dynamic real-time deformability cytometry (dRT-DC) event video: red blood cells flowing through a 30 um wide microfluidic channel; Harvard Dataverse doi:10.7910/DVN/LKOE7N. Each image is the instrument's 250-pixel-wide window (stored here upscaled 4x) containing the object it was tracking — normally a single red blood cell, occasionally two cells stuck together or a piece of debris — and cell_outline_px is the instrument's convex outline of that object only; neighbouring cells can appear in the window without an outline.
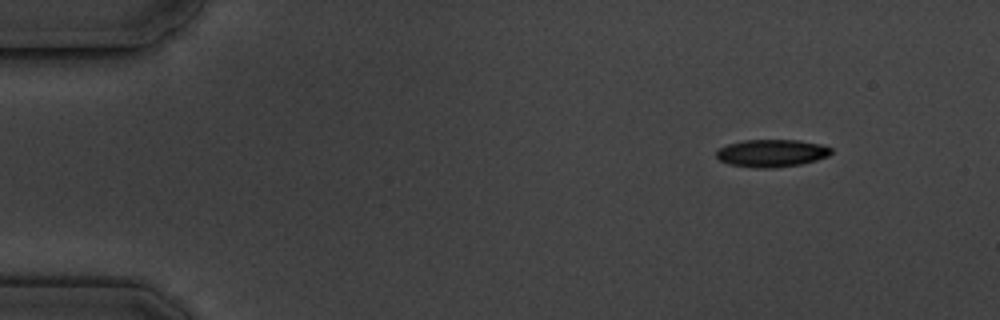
{"species": "common noctule bat (a hibernating species)", "species_latin": "Nyctalus noctula", "temperature_condition": "cold", "stored_images_in_passage": 5, "camera_frame_rate_fps": 3000, "um_per_image_px": 0.085, "animal": {"sex": "male", "body_mass_g": 19.5, "forearm_length_mm": 54.6}, "frame": {"image": 1, "passage_image": 1, "time_ms": 0.0, "image_size_px": [1000, 320], "cell_outline_px": [[832, 152], [828, 156], [816, 160], [800, 164], [772, 168], [760, 168], [728, 164], [720, 160], [716, 156], [716, 152], [720, 148], [728, 144], [744, 140], [800, 140], [820, 144], [832, 148]], "centroid_in_image_um": [65.6, 13.01], "position_along_channel_um": 19.4, "area_um2": 18.32}}
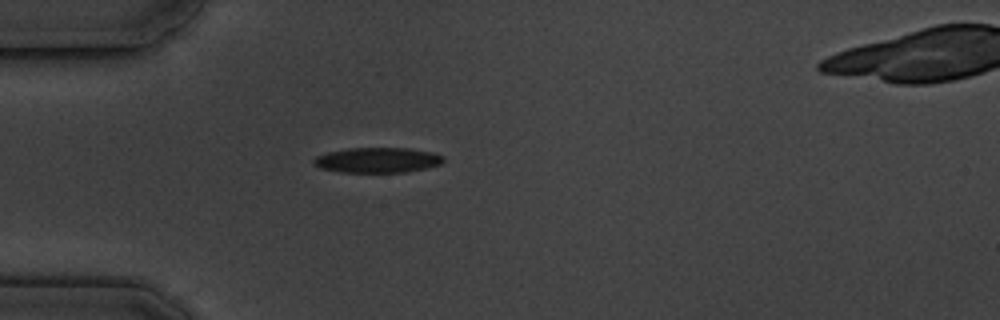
{"frame": {"image": 2, "passage_image": 4, "time_ms": 3.333, "image_size_px": [1000, 320], "cell_outline_px": [[444, 160], [440, 164], [424, 168], [404, 172], [340, 172], [320, 168], [312, 164], [312, 160], [316, 156], [328, 152], [348, 148], [408, 148], [432, 152], [444, 156]], "centroid_in_image_um": [32.05, 13.6], "position_along_channel_um": 53.0, "area_um2": 19.02}}